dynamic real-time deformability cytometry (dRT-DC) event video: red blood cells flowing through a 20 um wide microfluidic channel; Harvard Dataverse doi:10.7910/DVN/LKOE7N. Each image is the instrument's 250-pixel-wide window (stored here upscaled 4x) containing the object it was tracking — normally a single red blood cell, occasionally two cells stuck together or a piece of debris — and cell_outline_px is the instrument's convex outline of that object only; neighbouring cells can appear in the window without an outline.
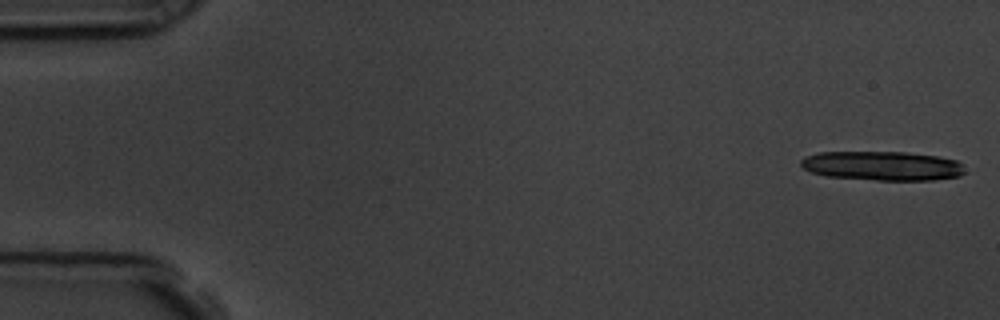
{"species": "common noctule bat (a hibernating species)", "species_latin": "Nyctalus noctula", "temperature_condition": "room temperature", "stored_images_in_passage": 15, "camera_frame_rate_fps": 3000, "um_per_image_px": 0.085, "animal": {"sex": "male", "body_mass_g": 19.5, "forearm_length_mm": 54.6}, "frame": {"image": 1, "passage_image": 1, "time_ms": 0.0, "image_size_px": [1000, 320], "cell_outline_px": [[964, 172], [960, 176], [932, 180], [876, 180], [824, 176], [812, 172], [804, 168], [800, 164], [800, 160], [804, 156], [820, 152], [904, 152], [940, 156], [956, 160], [960, 164]], "centroid_in_image_um": [74.97, 14.09], "position_along_channel_um": 10.0, "area_um2": 27.98}}